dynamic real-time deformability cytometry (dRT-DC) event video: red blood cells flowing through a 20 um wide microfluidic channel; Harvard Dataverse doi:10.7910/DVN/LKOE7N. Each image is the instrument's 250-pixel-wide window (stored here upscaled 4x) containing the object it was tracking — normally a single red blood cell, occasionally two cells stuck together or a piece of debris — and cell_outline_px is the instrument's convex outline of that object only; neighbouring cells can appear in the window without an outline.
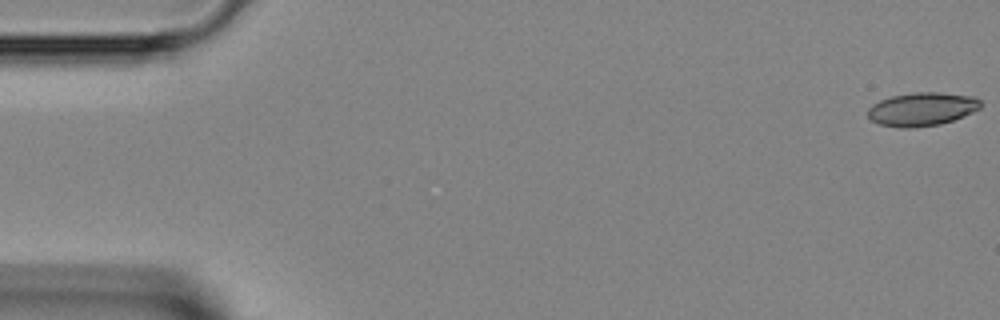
{"species": "Egyptian fruit bat (a non-hibernating species)", "species_latin": "Rousettus aegyptiacus", "temperature_condition": "room temperature", "stored_images_in_passage": 7, "camera_frame_rate_fps": 3000, "um_per_image_px": 0.085, "animal": {"sex": "female"}, "frame": {"image": 1, "passage_image": 1, "time_ms": 0.0, "image_size_px": [1000, 320], "cell_outline_px": [[980, 108], [964, 116], [940, 124], [912, 128], [900, 128], [880, 124], [872, 120], [868, 116], [868, 108], [872, 104], [880, 100], [892, 96], [912, 92], [940, 92], [976, 96], [980, 100]], "centroid_in_image_um": [78.37, 9.27], "position_along_channel_um": 6.6, "area_um2": 22.08}}